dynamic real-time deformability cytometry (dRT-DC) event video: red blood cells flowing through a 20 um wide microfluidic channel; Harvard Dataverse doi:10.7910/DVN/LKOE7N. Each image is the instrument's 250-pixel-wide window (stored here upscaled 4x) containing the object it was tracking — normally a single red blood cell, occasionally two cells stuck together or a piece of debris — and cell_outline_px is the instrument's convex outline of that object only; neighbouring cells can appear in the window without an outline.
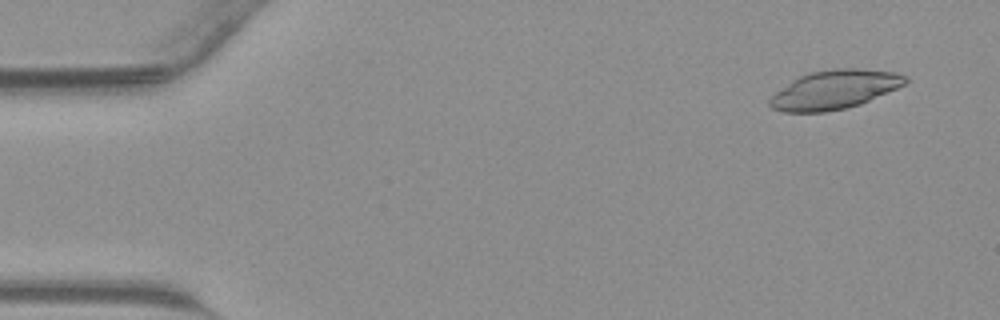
{"species": "common noctule bat (a hibernating species)", "species_latin": "Nyctalus noctula", "temperature_condition": "warm", "stored_images_in_passage": 14, "camera_frame_rate_fps": 3000, "um_per_image_px": 0.085, "animal": {"sex": "male", "body_mass_g": 23.1, "forearm_length_mm": 52.7}, "frame": {"image": 1, "passage_image": 3, "time_ms": 0.667, "image_size_px": [1000, 320], "cell_outline_px": [[908, 80], [904, 84], [896, 88], [860, 104], [844, 108], [824, 112], [784, 112], [772, 108], [768, 104], [768, 100], [776, 92], [792, 80], [800, 76], [812, 72], [836, 68], [856, 68], [896, 72], [908, 76]], "centroid_in_image_um": [70.92, 7.61], "position_along_channel_um": 14.1, "area_um2": 30.4}}